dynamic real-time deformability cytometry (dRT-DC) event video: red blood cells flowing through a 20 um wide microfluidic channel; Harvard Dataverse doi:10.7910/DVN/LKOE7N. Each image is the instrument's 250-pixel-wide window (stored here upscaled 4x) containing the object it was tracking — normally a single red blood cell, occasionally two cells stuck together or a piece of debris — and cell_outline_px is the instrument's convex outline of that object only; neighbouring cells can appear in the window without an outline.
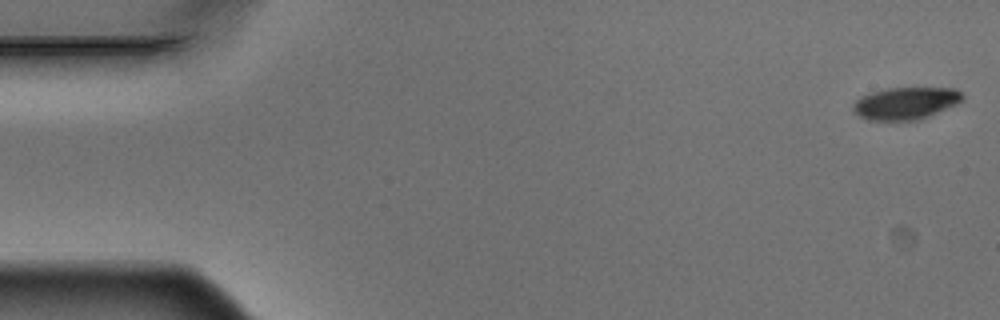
{"species": "Egyptian fruit bat (a non-hibernating species)", "species_latin": "Rousettus aegyptiacus", "temperature_condition": "warm", "stored_images_in_passage": 6, "segment_of_instrument_passage": [1, 2], "camera_frame_rate_fps": 3000, "um_per_image_px": 0.085, "animal": {"sex": "male"}, "frame": {"image": 1, "passage_image": 1, "time_ms": 0.0, "image_size_px": [1000, 320], "cell_outline_px": [[964, 100], [956, 104], [920, 120], [868, 120], [860, 116], [852, 108], [852, 104], [860, 96], [872, 92], [888, 88], [956, 88], [964, 96]], "centroid_in_image_um": [76.99, 8.77], "position_along_channel_um": 8.0, "area_um2": 20.52}}
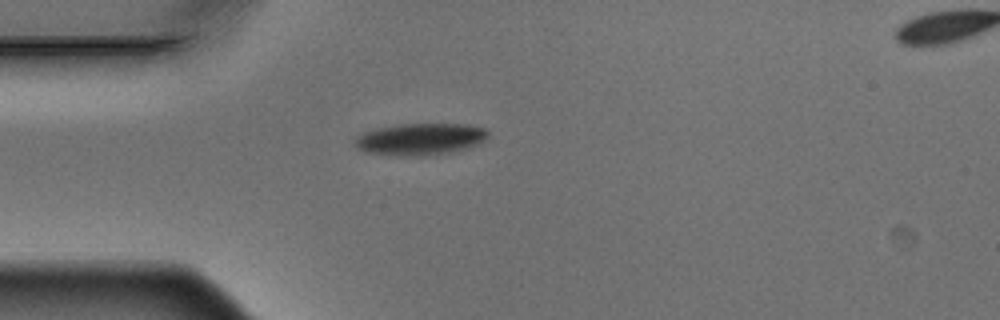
{"frame": {"image": 2, "passage_image": 5, "time_ms": 1.333, "image_size_px": [1000, 320], "cell_outline_px": [[488, 136], [484, 140], [468, 148], [452, 152], [424, 156], [400, 156], [368, 152], [356, 148], [352, 144], [352, 140], [356, 136], [364, 132], [376, 128], [400, 124], [468, 124], [488, 128]], "centroid_in_image_um": [35.7, 11.82], "position_along_channel_um": 49.3, "area_um2": 25.03}}